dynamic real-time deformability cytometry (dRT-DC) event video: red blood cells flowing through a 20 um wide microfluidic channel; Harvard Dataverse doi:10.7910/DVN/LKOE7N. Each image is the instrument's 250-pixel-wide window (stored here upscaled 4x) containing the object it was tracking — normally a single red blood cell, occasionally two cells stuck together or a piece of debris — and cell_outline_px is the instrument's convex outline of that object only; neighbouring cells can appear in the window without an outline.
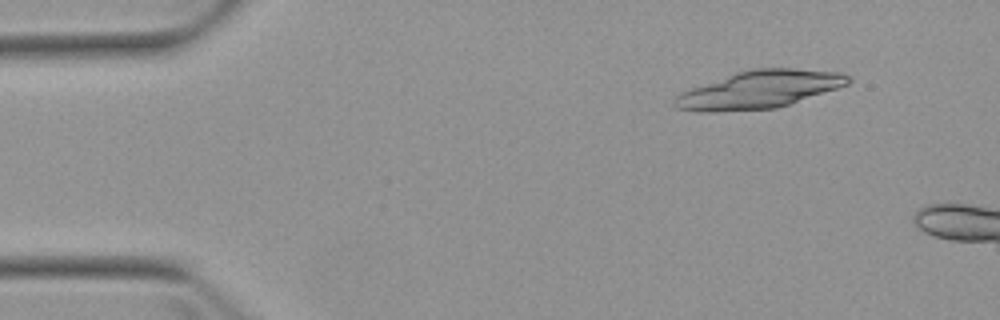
{"species": "Egyptian fruit bat (a non-hibernating species)", "species_latin": "Rousettus aegyptiacus", "temperature_condition": "warm", "stored_images_in_passage": 5, "camera_frame_rate_fps": 3000, "um_per_image_px": 0.085, "animal": {"sex": "female"}, "frame": {"image": 1, "passage_image": 2, "time_ms": 1.0, "image_size_px": [1000, 320], "cell_outline_px": [[852, 80], [848, 84], [776, 108], [712, 112], [704, 112], [676, 108], [672, 104], [672, 100], [680, 92], [736, 72], [752, 68], [792, 68], [840, 72], [852, 76]], "centroid_in_image_um": [64.51, 7.6], "position_along_channel_um": 20.5, "area_um2": 37.8}}